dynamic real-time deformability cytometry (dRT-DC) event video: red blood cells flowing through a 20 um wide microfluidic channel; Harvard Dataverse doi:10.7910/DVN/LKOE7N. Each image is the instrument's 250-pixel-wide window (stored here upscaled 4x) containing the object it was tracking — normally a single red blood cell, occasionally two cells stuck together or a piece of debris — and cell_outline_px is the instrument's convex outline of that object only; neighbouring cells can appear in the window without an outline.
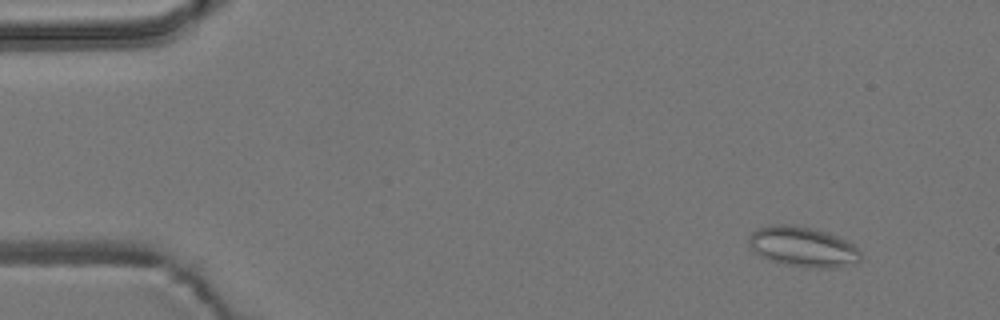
{"species": "common noctule bat (a hibernating species)", "species_latin": "Nyctalus noctula", "temperature_condition": "room temperature", "stored_images_in_passage": 57, "camera_frame_rate_fps": 3000, "um_per_image_px": 0.085, "animal": {"sex": "male", "body_mass_g": 19.2, "forearm_length_mm": 51.8}, "frame": {"image": 1, "passage_image": 6, "time_ms": 1.667, "image_size_px": [1000, 320], "cell_outline_px": [[860, 260], [856, 264], [836, 268], [804, 268], [784, 264], [768, 260], [752, 252], [748, 244], [748, 236], [756, 228], [772, 224], [792, 224], [812, 228], [828, 232], [852, 244], [860, 252]], "centroid_in_image_um": [68.19, 20.99], "position_along_channel_um": 16.8, "area_um2": 26.7}}
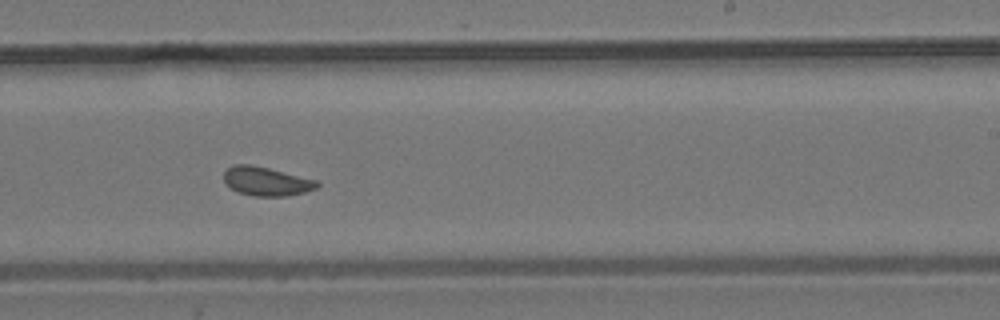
{"frame": {"image": 2, "passage_image": 35, "time_ms": 11.333, "image_size_px": [1000, 320], "cell_outline_px": [[320, 184], [316, 188], [304, 192], [288, 196], [256, 196], [240, 192], [232, 188], [224, 180], [224, 172], [232, 164], [252, 164], [316, 180]], "centroid_in_image_um": [22.64, 15.4], "position_along_channel_um": 266.4, "area_um2": 15.43}}
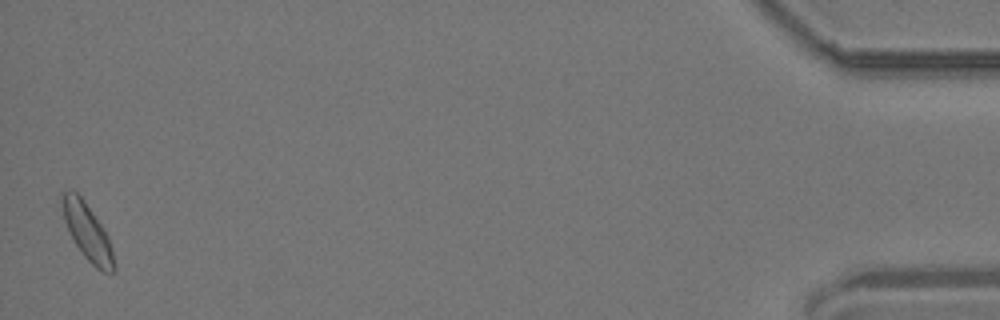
{"frame": {"image": 3, "passage_image": 56, "time_ms": 18.333, "image_size_px": [1000, 320], "cell_outline_px": [[116, 268], [112, 272], [104, 272], [96, 268], [84, 256], [76, 244], [64, 220], [60, 192], [76, 192], [84, 200], [104, 228], [108, 236], [116, 264]], "centroid_in_image_um": [7.45, 19.73], "position_along_channel_um": 427.7, "area_um2": 16.76}, "authors_computed_cell_mechanics": {"area_um2": 15.895, "velocity_mm_per_s": 3.6788, "shape_relaxation_time_tau1_ms": null, "shape_relaxation_time_tau2_ms": 1.0277, "deformation_change_tau1": null, "deformation_change_tau2": 0.0573}}